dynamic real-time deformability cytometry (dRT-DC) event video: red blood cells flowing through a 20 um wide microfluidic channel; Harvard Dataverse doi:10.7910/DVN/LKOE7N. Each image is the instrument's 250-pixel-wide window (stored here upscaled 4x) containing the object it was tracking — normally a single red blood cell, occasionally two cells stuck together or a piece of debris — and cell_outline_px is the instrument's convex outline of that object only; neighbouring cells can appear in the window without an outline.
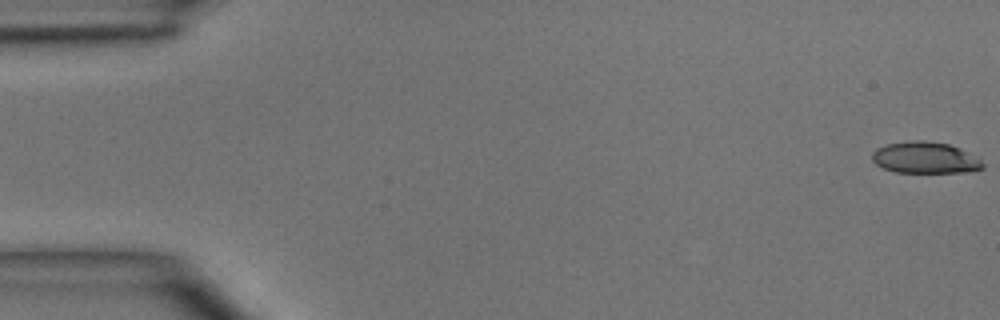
{"species": "common noctule bat (a hibernating species)", "species_latin": "Nyctalus noctula", "temperature_condition": "room temperature", "stored_images_in_passage": 5, "segment_of_instrument_passage": [1, 2], "camera_frame_rate_fps": 3000, "um_per_image_px": 0.085, "animal": {"sex": "male", "body_mass_g": 15.6}, "frame": {"image": 1, "passage_image": 1, "time_ms": 0.0, "image_size_px": [1000, 320], "cell_outline_px": [[984, 168], [960, 172], [896, 172], [884, 168], [876, 164], [872, 160], [872, 152], [876, 148], [888, 144], [912, 140], [924, 140], [948, 144], [960, 148], [980, 160], [984, 164]], "centroid_in_image_um": [78.6, 13.4], "position_along_channel_um": 6.4, "area_um2": 20.06}}
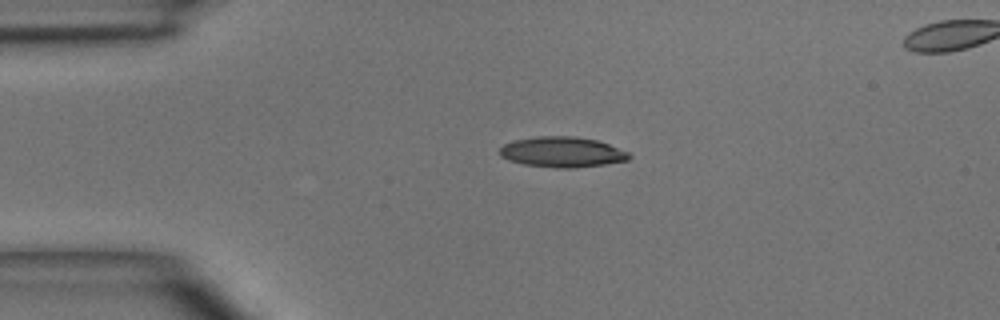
{"frame": {"image": 2, "passage_image": 3, "time_ms": 3.333, "image_size_px": [1000, 320], "cell_outline_px": [[632, 156], [628, 160], [604, 164], [572, 168], [556, 168], [524, 164], [508, 160], [500, 156], [500, 148], [504, 144], [516, 140], [536, 136], [576, 136], [596, 140], [608, 144], [628, 152]], "centroid_in_image_um": [47.78, 12.92], "position_along_channel_um": 37.2, "area_um2": 22.83}}